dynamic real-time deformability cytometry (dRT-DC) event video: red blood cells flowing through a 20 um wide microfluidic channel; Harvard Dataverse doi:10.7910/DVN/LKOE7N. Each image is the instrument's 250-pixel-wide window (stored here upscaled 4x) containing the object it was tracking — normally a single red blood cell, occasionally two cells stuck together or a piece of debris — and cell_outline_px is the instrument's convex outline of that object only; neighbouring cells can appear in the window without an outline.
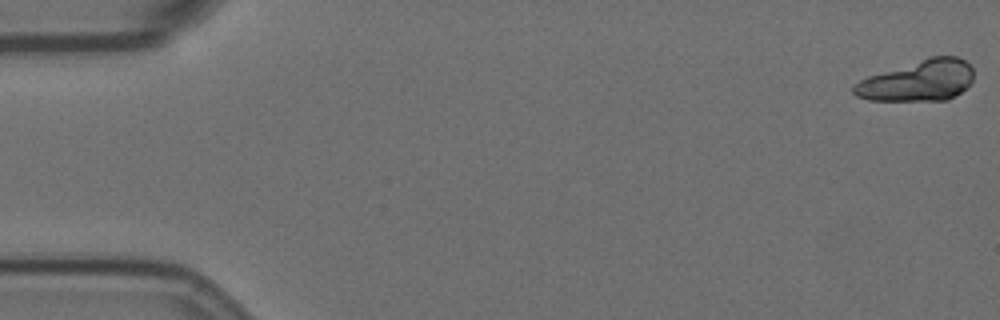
{"species": "Egyptian fruit bat (a non-hibernating species)", "species_latin": "Rousettus aegyptiacus", "temperature_condition": "room temperature", "stored_images_in_passage": 44, "camera_frame_rate_fps": 3000, "um_per_image_px": 0.085, "animal": {"sex": "female"}, "frame": {"image": 1, "passage_image": 1, "time_ms": 0.0, "image_size_px": [1000, 320], "cell_outline_px": [[972, 80], [960, 92], [948, 100], [868, 100], [856, 96], [852, 92], [852, 88], [860, 80], [868, 76], [928, 56], [956, 56], [964, 60], [972, 68]], "centroid_in_image_um": [78.0, 6.85], "position_along_channel_um": 7.0, "area_um2": 28.44}}
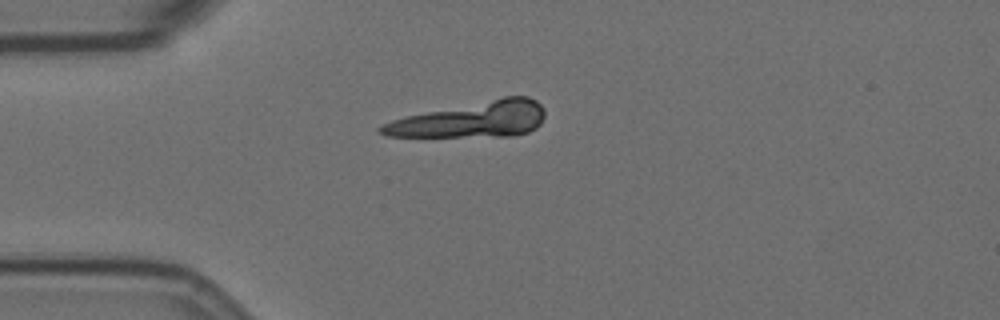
{"frame": {"image": 2, "passage_image": 15, "time_ms": 4.667, "image_size_px": [1000, 320], "cell_outline_px": [[544, 116], [540, 124], [536, 128], [528, 132], [512, 136], [388, 136], [380, 132], [376, 128], [380, 124], [404, 116], [504, 96], [528, 96], [536, 100], [544, 108]], "centroid_in_image_um": [40.09, 10.15], "position_along_channel_um": 44.9, "area_um2": 34.1}, "authors_computed_cell_mechanics": {"area_um2": 19.941, "velocity_mm_per_s": 3.5727, "shape_relaxation_time_tau1_ms": 8.3239, "shape_relaxation_time_tau2_ms": null, "deformation_change_tau1": 0.1909, "deformation_change_tau2": null}}